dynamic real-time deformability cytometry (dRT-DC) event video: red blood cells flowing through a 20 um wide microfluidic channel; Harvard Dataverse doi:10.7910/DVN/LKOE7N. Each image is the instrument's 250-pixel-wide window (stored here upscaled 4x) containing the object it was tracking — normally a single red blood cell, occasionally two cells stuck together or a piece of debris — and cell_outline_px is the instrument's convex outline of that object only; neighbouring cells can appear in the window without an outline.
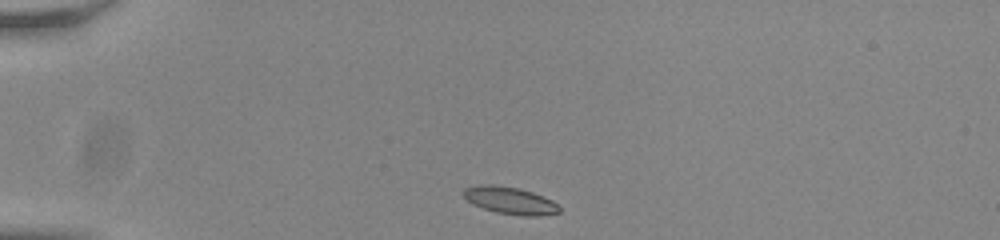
{"species": "common noctule bat (a hibernating species)", "species_latin": "Nyctalus noctula", "temperature_condition": "room temperature", "stored_images_in_passage": 42, "camera_frame_rate_fps": 3000, "um_per_image_px": 0.085, "animal": {"sex": "male", "body_mass_g": 20.0, "forearm_length_mm": 53.3}, "frame": {"image": 1, "passage_image": 1, "time_ms": 0.0, "image_size_px": [1000, 240], "cell_outline_px": [[560, 212], [540, 216], [524, 216], [496, 212], [472, 204], [464, 196], [464, 188], [480, 184], [492, 184], [520, 188], [532, 192], [552, 200], [560, 208]], "centroid_in_image_um": [43.36, 17.03], "position_along_channel_um": 41.6, "area_um2": 15.14}}
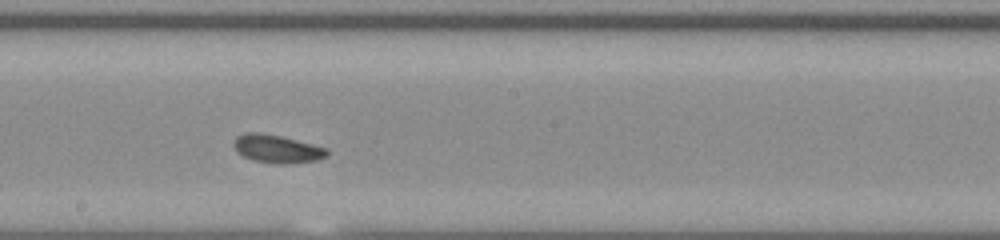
{"frame": {"image": 2, "passage_image": 19, "time_ms": 6.0, "image_size_px": [1000, 240], "cell_outline_px": [[328, 156], [316, 160], [284, 164], [276, 164], [252, 160], [236, 152], [232, 144], [236, 136], [244, 132], [260, 132], [280, 136], [328, 148]], "centroid_in_image_um": [23.5, 12.64], "position_along_channel_um": 224.7, "area_um2": 15.37}}
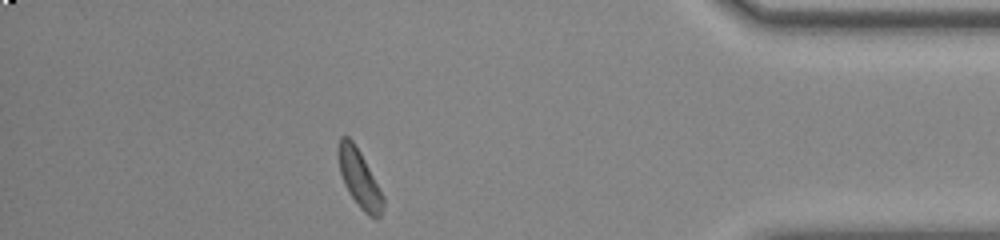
{"frame": {"image": 3, "passage_image": 36, "time_ms": 11.667, "image_size_px": [1000, 240], "cell_outline_px": [[384, 204], [380, 216], [376, 220], [368, 216], [360, 208], [348, 192], [344, 184], [340, 172], [336, 152], [336, 148], [340, 136], [348, 136], [352, 140], [360, 152], [384, 196]], "centroid_in_image_um": [30.52, 15.17], "position_along_channel_um": 404.7, "area_um2": 15.26}, "authors_computed_cell_mechanics": {"area_um2": 15.028, "velocity_mm_per_s": 3.7823, "shape_relaxation_time_tau1_ms": 2.9956, "shape_relaxation_time_tau2_ms": null, "deformation_change_tau1": 0.1085, "deformation_change_tau2": null}}